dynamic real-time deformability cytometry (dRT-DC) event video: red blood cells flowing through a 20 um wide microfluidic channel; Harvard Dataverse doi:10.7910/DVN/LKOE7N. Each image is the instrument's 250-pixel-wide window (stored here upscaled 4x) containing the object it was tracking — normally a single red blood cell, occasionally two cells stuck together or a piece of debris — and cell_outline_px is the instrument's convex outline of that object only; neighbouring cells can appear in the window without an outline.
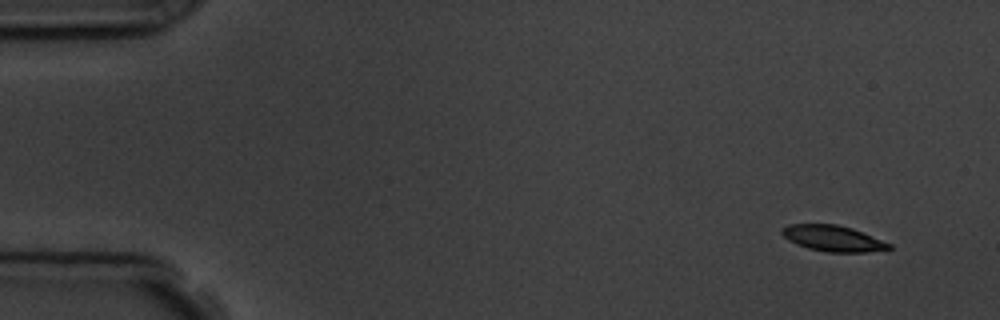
{"species": "common noctule bat (a hibernating species)", "species_latin": "Nyctalus noctula", "temperature_condition": "room temperature", "stored_images_in_passage": 11, "camera_frame_rate_fps": 3000, "um_per_image_px": 0.085, "animal": {"sex": "male", "body_mass_g": 19.5, "forearm_length_mm": 54.6}, "frame": {"image": 1, "passage_image": 1, "time_ms": 0.0, "image_size_px": [1000, 320], "cell_outline_px": [[892, 248], [888, 252], [828, 252], [808, 248], [796, 244], [788, 240], [780, 232], [780, 228], [788, 224], [836, 224], [852, 228], [892, 244]], "centroid_in_image_um": [70.85, 20.27], "position_along_channel_um": 14.2, "area_um2": 16.47}}
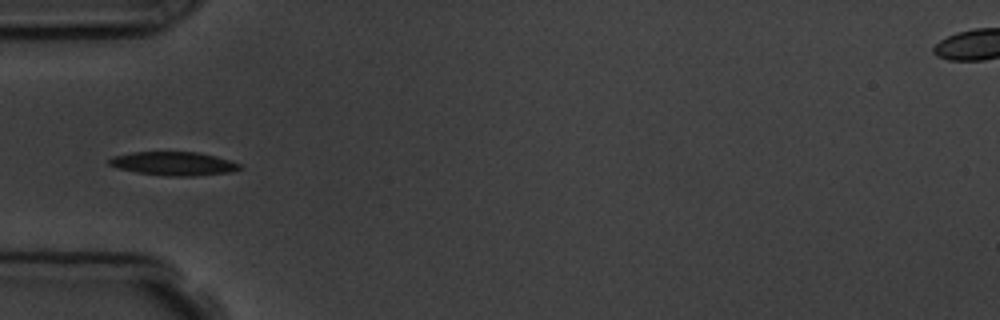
{"frame": {"image": 2, "passage_image": 5, "time_ms": 4.667, "image_size_px": [1000, 320], "cell_outline_px": [[244, 168], [232, 172], [196, 176], [168, 176], [136, 172], [116, 168], [108, 164], [108, 160], [112, 156], [132, 152], [196, 152], [216, 156], [240, 164]], "centroid_in_image_um": [14.75, 13.91], "position_along_channel_um": 70.2, "area_um2": 18.09}}
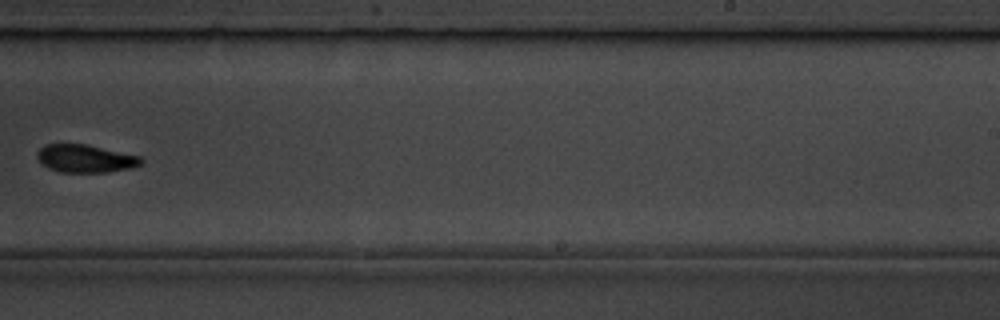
{"frame": {"image": 3, "passage_image": 10, "time_ms": 10.333, "image_size_px": [1000, 320], "cell_outline_px": [[144, 164], [132, 168], [108, 172], [60, 172], [48, 168], [36, 156], [36, 152], [44, 144], [84, 144], [140, 156], [144, 160]], "centroid_in_image_um": [7.28, 13.48], "position_along_channel_um": 281.7, "area_um2": 16.88}}